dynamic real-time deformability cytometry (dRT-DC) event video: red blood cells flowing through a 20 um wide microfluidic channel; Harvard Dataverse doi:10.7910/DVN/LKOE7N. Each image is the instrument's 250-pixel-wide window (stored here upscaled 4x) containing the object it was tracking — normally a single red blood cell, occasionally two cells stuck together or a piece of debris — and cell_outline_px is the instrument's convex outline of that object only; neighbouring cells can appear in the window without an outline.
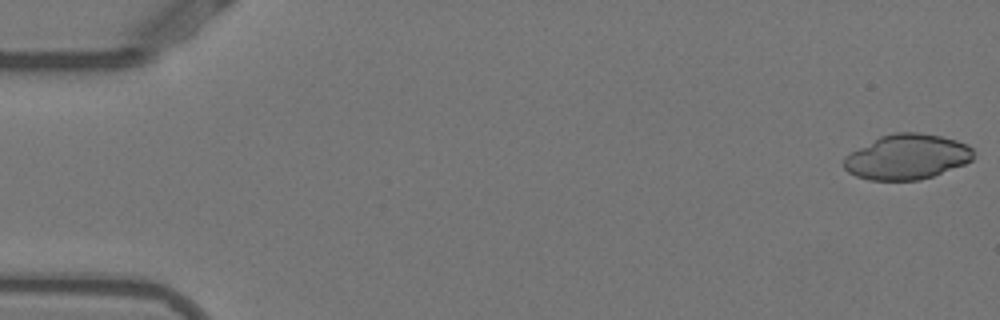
{"species": "Egyptian fruit bat (a non-hibernating species)", "species_latin": "Rousettus aegyptiacus", "temperature_condition": "warm", "stored_images_in_passage": 18, "camera_frame_rate_fps": 3000, "um_per_image_px": 0.085, "animal": {"sex": "female"}, "frame": {"image": 1, "passage_image": 1, "time_ms": 0.0, "image_size_px": [1000, 320], "cell_outline_px": [[972, 160], [964, 164], [932, 176], [920, 180], [868, 180], [856, 176], [848, 172], [844, 168], [844, 156], [880, 136], [896, 132], [920, 132], [940, 136], [956, 140], [968, 144], [972, 148]], "centroid_in_image_um": [77.08, 13.33], "position_along_channel_um": 7.9, "area_um2": 33.93}}